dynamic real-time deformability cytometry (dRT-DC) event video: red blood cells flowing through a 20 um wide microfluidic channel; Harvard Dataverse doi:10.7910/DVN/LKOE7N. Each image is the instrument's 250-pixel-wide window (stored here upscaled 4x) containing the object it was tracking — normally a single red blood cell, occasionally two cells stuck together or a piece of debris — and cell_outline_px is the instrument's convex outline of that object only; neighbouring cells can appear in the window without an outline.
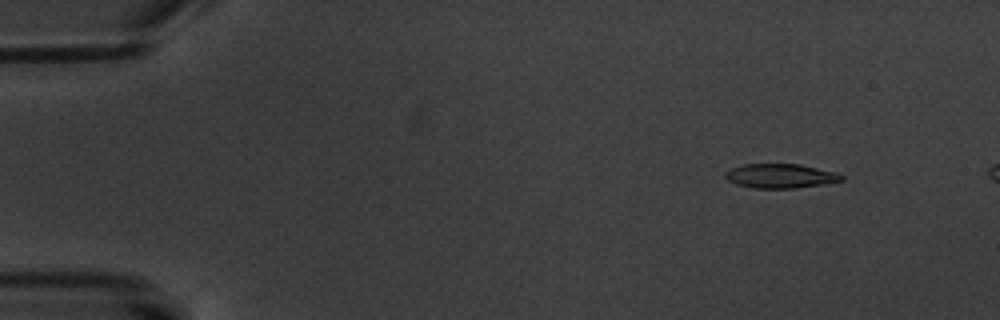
{"species": "common noctule bat (a hibernating species)", "species_latin": "Nyctalus noctula", "temperature_condition": "warm", "stored_images_in_passage": 6, "camera_frame_rate_fps": 3000, "um_per_image_px": 0.085, "animal": {"sex": "male", "body_mass_g": 20.1, "forearm_length_mm": 53.5}, "frame": {"image": 1, "passage_image": 2, "time_ms": 1.333, "image_size_px": [1000, 320], "cell_outline_px": [[844, 180], [796, 188], [752, 188], [736, 184], [728, 180], [724, 176], [724, 172], [732, 168], [744, 164], [800, 164], [836, 172], [844, 176]], "centroid_in_image_um": [66.32, 14.95], "position_along_channel_um": 18.7, "area_um2": 16.42}}